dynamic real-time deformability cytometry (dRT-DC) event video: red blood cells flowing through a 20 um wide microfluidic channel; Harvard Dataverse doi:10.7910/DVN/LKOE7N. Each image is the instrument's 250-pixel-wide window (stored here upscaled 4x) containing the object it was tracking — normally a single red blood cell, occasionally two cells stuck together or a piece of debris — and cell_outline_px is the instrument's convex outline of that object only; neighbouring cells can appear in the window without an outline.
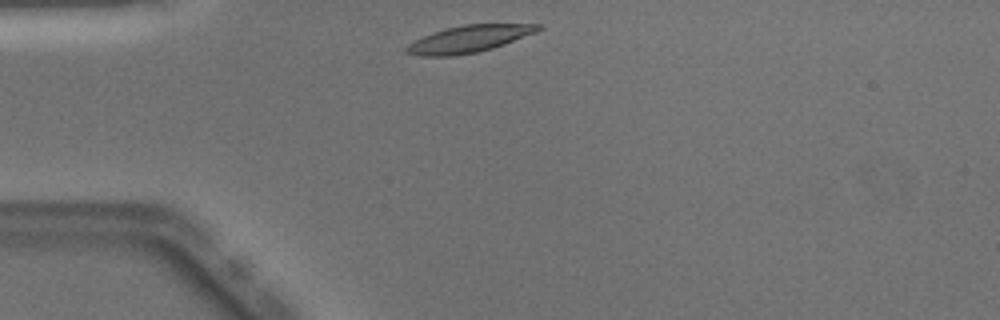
{"species": "Egyptian fruit bat (a non-hibernating species)", "species_latin": "Rousettus aegyptiacus", "temperature_condition": "warm", "stored_images_in_passage": 38, "camera_frame_rate_fps": 3000, "um_per_image_px": 0.085, "animal": {"sex": "male"}, "frame": {"image": 1, "passage_image": 1, "time_ms": 0.0, "image_size_px": [1000, 320], "cell_outline_px": [[540, 28], [536, 32], [504, 44], [492, 48], [476, 52], [452, 56], [420, 56], [404, 52], [404, 48], [408, 44], [432, 32], [464, 24], [540, 24]], "centroid_in_image_um": [39.81, 3.31], "position_along_channel_um": 45.2, "area_um2": 20.4}}
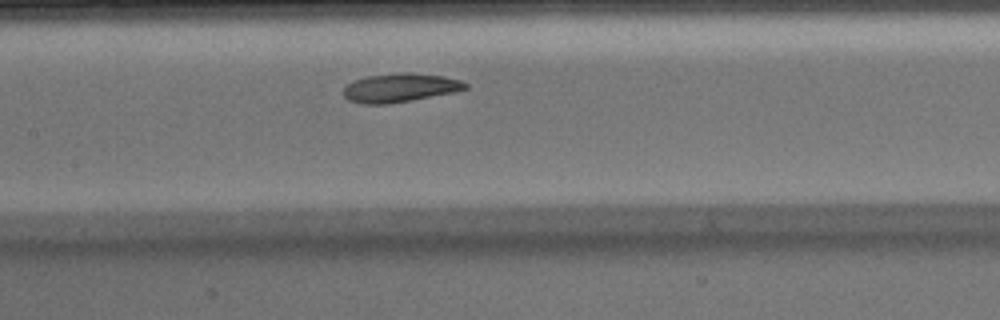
{"frame": {"image": 2, "passage_image": 12, "time_ms": 3.667, "image_size_px": [1000, 320], "cell_outline_px": [[468, 88], [456, 92], [412, 100], [388, 104], [360, 104], [348, 100], [344, 96], [344, 88], [348, 84], [356, 80], [368, 76], [400, 72], [412, 72], [444, 76], [460, 80], [468, 84]], "centroid_in_image_um": [34.03, 7.46], "position_along_channel_um": 173.4, "area_um2": 20.52}}
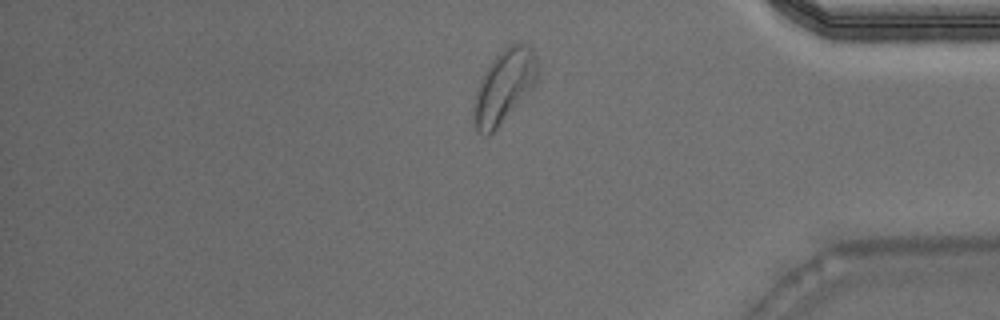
{"frame": {"image": 3, "passage_image": 30, "time_ms": 9.667, "image_size_px": [1000, 320], "cell_outline_px": [[540, 64], [536, 80], [532, 88], [496, 128], [488, 136], [484, 136], [476, 128], [472, 116], [472, 104], [480, 80], [484, 72], [496, 56], [508, 44], [516, 40], [520, 40], [528, 44], [532, 48]], "centroid_in_image_um": [42.86, 7.27], "position_along_channel_um": 392.3, "area_um2": 27.34}, "authors_computed_cell_mechanics": {"area_um2": 21.0681, "velocity_mm_per_s": 4.0297, "shape_relaxation_time_tau1_ms": 3.1158, "shape_relaxation_time_tau2_ms": 4.1965, "deformation_change_tau1": 0.1418, "deformation_change_tau2": 0.103}}